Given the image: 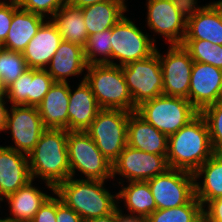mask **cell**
Returning a JSON list of instances; mask_svg holds the SVG:
<instances>
[{
    "mask_svg": "<svg viewBox=\"0 0 222 222\" xmlns=\"http://www.w3.org/2000/svg\"><path fill=\"white\" fill-rule=\"evenodd\" d=\"M67 136L66 129L46 128L43 131L36 146L28 154L32 179L55 188L71 177Z\"/></svg>",
    "mask_w": 222,
    "mask_h": 222,
    "instance_id": "6da1fadb",
    "label": "cell"
},
{
    "mask_svg": "<svg viewBox=\"0 0 222 222\" xmlns=\"http://www.w3.org/2000/svg\"><path fill=\"white\" fill-rule=\"evenodd\" d=\"M106 183L69 177L54 188V193L86 221L106 216L117 208V191L111 192Z\"/></svg>",
    "mask_w": 222,
    "mask_h": 222,
    "instance_id": "7a4b0ae2",
    "label": "cell"
},
{
    "mask_svg": "<svg viewBox=\"0 0 222 222\" xmlns=\"http://www.w3.org/2000/svg\"><path fill=\"white\" fill-rule=\"evenodd\" d=\"M214 153L207 122L200 113L168 137L166 156L169 168L194 173Z\"/></svg>",
    "mask_w": 222,
    "mask_h": 222,
    "instance_id": "3957f363",
    "label": "cell"
},
{
    "mask_svg": "<svg viewBox=\"0 0 222 222\" xmlns=\"http://www.w3.org/2000/svg\"><path fill=\"white\" fill-rule=\"evenodd\" d=\"M194 0H146L145 26L153 33L151 39L157 44L156 36L165 44L181 45L186 35L187 13Z\"/></svg>",
    "mask_w": 222,
    "mask_h": 222,
    "instance_id": "277c9868",
    "label": "cell"
},
{
    "mask_svg": "<svg viewBox=\"0 0 222 222\" xmlns=\"http://www.w3.org/2000/svg\"><path fill=\"white\" fill-rule=\"evenodd\" d=\"M85 81L101 109L134 112V103L121 66L108 63L87 65Z\"/></svg>",
    "mask_w": 222,
    "mask_h": 222,
    "instance_id": "5b68a950",
    "label": "cell"
},
{
    "mask_svg": "<svg viewBox=\"0 0 222 222\" xmlns=\"http://www.w3.org/2000/svg\"><path fill=\"white\" fill-rule=\"evenodd\" d=\"M67 150L71 177L111 182L112 163L86 131H68Z\"/></svg>",
    "mask_w": 222,
    "mask_h": 222,
    "instance_id": "8992f818",
    "label": "cell"
},
{
    "mask_svg": "<svg viewBox=\"0 0 222 222\" xmlns=\"http://www.w3.org/2000/svg\"><path fill=\"white\" fill-rule=\"evenodd\" d=\"M136 112L167 137L175 134L199 114L187 98L164 94L143 102Z\"/></svg>",
    "mask_w": 222,
    "mask_h": 222,
    "instance_id": "52a82bcc",
    "label": "cell"
},
{
    "mask_svg": "<svg viewBox=\"0 0 222 222\" xmlns=\"http://www.w3.org/2000/svg\"><path fill=\"white\" fill-rule=\"evenodd\" d=\"M134 21V22H133ZM138 27L134 18L125 14L111 28L112 64L123 66L133 61L150 57L156 52L157 44L152 35ZM150 34V35H149Z\"/></svg>",
    "mask_w": 222,
    "mask_h": 222,
    "instance_id": "ba28073f",
    "label": "cell"
},
{
    "mask_svg": "<svg viewBox=\"0 0 222 222\" xmlns=\"http://www.w3.org/2000/svg\"><path fill=\"white\" fill-rule=\"evenodd\" d=\"M129 111L101 109L86 132L101 153L113 163L127 146Z\"/></svg>",
    "mask_w": 222,
    "mask_h": 222,
    "instance_id": "9c48e42d",
    "label": "cell"
},
{
    "mask_svg": "<svg viewBox=\"0 0 222 222\" xmlns=\"http://www.w3.org/2000/svg\"><path fill=\"white\" fill-rule=\"evenodd\" d=\"M156 52L150 57L121 66L134 103V111L143 102L163 94V74Z\"/></svg>",
    "mask_w": 222,
    "mask_h": 222,
    "instance_id": "30bf717a",
    "label": "cell"
},
{
    "mask_svg": "<svg viewBox=\"0 0 222 222\" xmlns=\"http://www.w3.org/2000/svg\"><path fill=\"white\" fill-rule=\"evenodd\" d=\"M167 169L166 155L147 153L127 145L112 163V181H116L112 182V186L117 188L116 184L119 183L147 181Z\"/></svg>",
    "mask_w": 222,
    "mask_h": 222,
    "instance_id": "8fae6325",
    "label": "cell"
},
{
    "mask_svg": "<svg viewBox=\"0 0 222 222\" xmlns=\"http://www.w3.org/2000/svg\"><path fill=\"white\" fill-rule=\"evenodd\" d=\"M147 182L157 209L182 206L195 196L194 175L189 171L169 168Z\"/></svg>",
    "mask_w": 222,
    "mask_h": 222,
    "instance_id": "7c38bea8",
    "label": "cell"
},
{
    "mask_svg": "<svg viewBox=\"0 0 222 222\" xmlns=\"http://www.w3.org/2000/svg\"><path fill=\"white\" fill-rule=\"evenodd\" d=\"M45 129L37 107L10 105L4 132L13 143L5 146L28 155Z\"/></svg>",
    "mask_w": 222,
    "mask_h": 222,
    "instance_id": "4fadbf2b",
    "label": "cell"
},
{
    "mask_svg": "<svg viewBox=\"0 0 222 222\" xmlns=\"http://www.w3.org/2000/svg\"><path fill=\"white\" fill-rule=\"evenodd\" d=\"M166 48L163 52L158 50L163 74V94L188 99L194 61L182 45H169Z\"/></svg>",
    "mask_w": 222,
    "mask_h": 222,
    "instance_id": "5bb4252c",
    "label": "cell"
},
{
    "mask_svg": "<svg viewBox=\"0 0 222 222\" xmlns=\"http://www.w3.org/2000/svg\"><path fill=\"white\" fill-rule=\"evenodd\" d=\"M188 100L201 113L222 100V69L210 64L193 62Z\"/></svg>",
    "mask_w": 222,
    "mask_h": 222,
    "instance_id": "9a60e30c",
    "label": "cell"
},
{
    "mask_svg": "<svg viewBox=\"0 0 222 222\" xmlns=\"http://www.w3.org/2000/svg\"><path fill=\"white\" fill-rule=\"evenodd\" d=\"M36 183L34 179H31L15 193L1 201V203L6 202L4 206L8 209L4 210L9 211V214L4 213L6 214L4 217L2 215L6 222H30L43 203L54 193L52 185L45 183L46 188L43 186L42 188L46 190H43ZM47 189L51 192H47Z\"/></svg>",
    "mask_w": 222,
    "mask_h": 222,
    "instance_id": "2e32d148",
    "label": "cell"
},
{
    "mask_svg": "<svg viewBox=\"0 0 222 222\" xmlns=\"http://www.w3.org/2000/svg\"><path fill=\"white\" fill-rule=\"evenodd\" d=\"M31 179L28 155L0 145V212L1 201Z\"/></svg>",
    "mask_w": 222,
    "mask_h": 222,
    "instance_id": "e0dca14e",
    "label": "cell"
},
{
    "mask_svg": "<svg viewBox=\"0 0 222 222\" xmlns=\"http://www.w3.org/2000/svg\"><path fill=\"white\" fill-rule=\"evenodd\" d=\"M80 79L75 88L70 84L68 131H86L101 110L85 77Z\"/></svg>",
    "mask_w": 222,
    "mask_h": 222,
    "instance_id": "ac0fdd59",
    "label": "cell"
},
{
    "mask_svg": "<svg viewBox=\"0 0 222 222\" xmlns=\"http://www.w3.org/2000/svg\"><path fill=\"white\" fill-rule=\"evenodd\" d=\"M194 0L187 13L186 35L184 40H206L222 45V22L217 12L207 3Z\"/></svg>",
    "mask_w": 222,
    "mask_h": 222,
    "instance_id": "d6986e66",
    "label": "cell"
},
{
    "mask_svg": "<svg viewBox=\"0 0 222 222\" xmlns=\"http://www.w3.org/2000/svg\"><path fill=\"white\" fill-rule=\"evenodd\" d=\"M62 41L57 26L47 19L22 52L28 68L45 69Z\"/></svg>",
    "mask_w": 222,
    "mask_h": 222,
    "instance_id": "ffe728a7",
    "label": "cell"
},
{
    "mask_svg": "<svg viewBox=\"0 0 222 222\" xmlns=\"http://www.w3.org/2000/svg\"><path fill=\"white\" fill-rule=\"evenodd\" d=\"M86 68L83 47L63 40L45 70L55 82L70 83L69 77H85Z\"/></svg>",
    "mask_w": 222,
    "mask_h": 222,
    "instance_id": "44dd1931",
    "label": "cell"
},
{
    "mask_svg": "<svg viewBox=\"0 0 222 222\" xmlns=\"http://www.w3.org/2000/svg\"><path fill=\"white\" fill-rule=\"evenodd\" d=\"M127 145L147 153L167 155L168 137L134 111L128 120Z\"/></svg>",
    "mask_w": 222,
    "mask_h": 222,
    "instance_id": "7402d4cb",
    "label": "cell"
},
{
    "mask_svg": "<svg viewBox=\"0 0 222 222\" xmlns=\"http://www.w3.org/2000/svg\"><path fill=\"white\" fill-rule=\"evenodd\" d=\"M46 20L41 15L19 8L17 1L13 0V18L1 48L22 53Z\"/></svg>",
    "mask_w": 222,
    "mask_h": 222,
    "instance_id": "603a6c76",
    "label": "cell"
},
{
    "mask_svg": "<svg viewBox=\"0 0 222 222\" xmlns=\"http://www.w3.org/2000/svg\"><path fill=\"white\" fill-rule=\"evenodd\" d=\"M70 83L54 82L38 105V111L45 128L68 131Z\"/></svg>",
    "mask_w": 222,
    "mask_h": 222,
    "instance_id": "cb8c5ba5",
    "label": "cell"
},
{
    "mask_svg": "<svg viewBox=\"0 0 222 222\" xmlns=\"http://www.w3.org/2000/svg\"><path fill=\"white\" fill-rule=\"evenodd\" d=\"M117 186H121L117 189V208L120 211L124 212L126 209L127 214L147 218L157 209L147 181L124 182Z\"/></svg>",
    "mask_w": 222,
    "mask_h": 222,
    "instance_id": "d4e9b609",
    "label": "cell"
},
{
    "mask_svg": "<svg viewBox=\"0 0 222 222\" xmlns=\"http://www.w3.org/2000/svg\"><path fill=\"white\" fill-rule=\"evenodd\" d=\"M193 175L195 197L203 207L209 201L222 197V152H215Z\"/></svg>",
    "mask_w": 222,
    "mask_h": 222,
    "instance_id": "484cf974",
    "label": "cell"
},
{
    "mask_svg": "<svg viewBox=\"0 0 222 222\" xmlns=\"http://www.w3.org/2000/svg\"><path fill=\"white\" fill-rule=\"evenodd\" d=\"M127 6L128 0H107L81 8L88 36L111 29L129 13Z\"/></svg>",
    "mask_w": 222,
    "mask_h": 222,
    "instance_id": "4316f807",
    "label": "cell"
},
{
    "mask_svg": "<svg viewBox=\"0 0 222 222\" xmlns=\"http://www.w3.org/2000/svg\"><path fill=\"white\" fill-rule=\"evenodd\" d=\"M64 41L84 48L88 33L81 8L65 3L51 18Z\"/></svg>",
    "mask_w": 222,
    "mask_h": 222,
    "instance_id": "83f0119b",
    "label": "cell"
},
{
    "mask_svg": "<svg viewBox=\"0 0 222 222\" xmlns=\"http://www.w3.org/2000/svg\"><path fill=\"white\" fill-rule=\"evenodd\" d=\"M203 218V205L194 196L182 206L156 209L147 217V222H200Z\"/></svg>",
    "mask_w": 222,
    "mask_h": 222,
    "instance_id": "f1b7e54d",
    "label": "cell"
},
{
    "mask_svg": "<svg viewBox=\"0 0 222 222\" xmlns=\"http://www.w3.org/2000/svg\"><path fill=\"white\" fill-rule=\"evenodd\" d=\"M111 37V29L88 36L83 48L87 65L112 64Z\"/></svg>",
    "mask_w": 222,
    "mask_h": 222,
    "instance_id": "f546056e",
    "label": "cell"
},
{
    "mask_svg": "<svg viewBox=\"0 0 222 222\" xmlns=\"http://www.w3.org/2000/svg\"><path fill=\"white\" fill-rule=\"evenodd\" d=\"M181 45L193 61L222 69V45L212 44L206 40H184Z\"/></svg>",
    "mask_w": 222,
    "mask_h": 222,
    "instance_id": "4dcf8cb0",
    "label": "cell"
},
{
    "mask_svg": "<svg viewBox=\"0 0 222 222\" xmlns=\"http://www.w3.org/2000/svg\"><path fill=\"white\" fill-rule=\"evenodd\" d=\"M28 69L22 53L0 47V79L6 88Z\"/></svg>",
    "mask_w": 222,
    "mask_h": 222,
    "instance_id": "1f68e13d",
    "label": "cell"
},
{
    "mask_svg": "<svg viewBox=\"0 0 222 222\" xmlns=\"http://www.w3.org/2000/svg\"><path fill=\"white\" fill-rule=\"evenodd\" d=\"M54 82L45 69L29 68V106L38 107Z\"/></svg>",
    "mask_w": 222,
    "mask_h": 222,
    "instance_id": "d6a6232c",
    "label": "cell"
},
{
    "mask_svg": "<svg viewBox=\"0 0 222 222\" xmlns=\"http://www.w3.org/2000/svg\"><path fill=\"white\" fill-rule=\"evenodd\" d=\"M206 120L210 141L215 152H222V100L200 113Z\"/></svg>",
    "mask_w": 222,
    "mask_h": 222,
    "instance_id": "836d02e7",
    "label": "cell"
},
{
    "mask_svg": "<svg viewBox=\"0 0 222 222\" xmlns=\"http://www.w3.org/2000/svg\"><path fill=\"white\" fill-rule=\"evenodd\" d=\"M18 7L51 19L67 0H16Z\"/></svg>",
    "mask_w": 222,
    "mask_h": 222,
    "instance_id": "e575fe53",
    "label": "cell"
},
{
    "mask_svg": "<svg viewBox=\"0 0 222 222\" xmlns=\"http://www.w3.org/2000/svg\"><path fill=\"white\" fill-rule=\"evenodd\" d=\"M6 99L10 105L29 106V69L6 88Z\"/></svg>",
    "mask_w": 222,
    "mask_h": 222,
    "instance_id": "d590c367",
    "label": "cell"
},
{
    "mask_svg": "<svg viewBox=\"0 0 222 222\" xmlns=\"http://www.w3.org/2000/svg\"><path fill=\"white\" fill-rule=\"evenodd\" d=\"M57 195L53 193L36 212L30 222H56Z\"/></svg>",
    "mask_w": 222,
    "mask_h": 222,
    "instance_id": "8d00e7d4",
    "label": "cell"
},
{
    "mask_svg": "<svg viewBox=\"0 0 222 222\" xmlns=\"http://www.w3.org/2000/svg\"><path fill=\"white\" fill-rule=\"evenodd\" d=\"M13 18V0L0 1V47L5 42Z\"/></svg>",
    "mask_w": 222,
    "mask_h": 222,
    "instance_id": "74e56055",
    "label": "cell"
},
{
    "mask_svg": "<svg viewBox=\"0 0 222 222\" xmlns=\"http://www.w3.org/2000/svg\"><path fill=\"white\" fill-rule=\"evenodd\" d=\"M203 216L208 222H222V197L209 201L203 207Z\"/></svg>",
    "mask_w": 222,
    "mask_h": 222,
    "instance_id": "f35d334b",
    "label": "cell"
},
{
    "mask_svg": "<svg viewBox=\"0 0 222 222\" xmlns=\"http://www.w3.org/2000/svg\"><path fill=\"white\" fill-rule=\"evenodd\" d=\"M56 222H85L72 208L66 206L57 196Z\"/></svg>",
    "mask_w": 222,
    "mask_h": 222,
    "instance_id": "ab89813d",
    "label": "cell"
},
{
    "mask_svg": "<svg viewBox=\"0 0 222 222\" xmlns=\"http://www.w3.org/2000/svg\"><path fill=\"white\" fill-rule=\"evenodd\" d=\"M10 104L7 99H0V134L5 131Z\"/></svg>",
    "mask_w": 222,
    "mask_h": 222,
    "instance_id": "60d3db41",
    "label": "cell"
},
{
    "mask_svg": "<svg viewBox=\"0 0 222 222\" xmlns=\"http://www.w3.org/2000/svg\"><path fill=\"white\" fill-rule=\"evenodd\" d=\"M118 222H147V218L126 214L118 209Z\"/></svg>",
    "mask_w": 222,
    "mask_h": 222,
    "instance_id": "b9f144b4",
    "label": "cell"
},
{
    "mask_svg": "<svg viewBox=\"0 0 222 222\" xmlns=\"http://www.w3.org/2000/svg\"><path fill=\"white\" fill-rule=\"evenodd\" d=\"M85 222H118V208L106 216L91 218Z\"/></svg>",
    "mask_w": 222,
    "mask_h": 222,
    "instance_id": "7bdbcfd3",
    "label": "cell"
},
{
    "mask_svg": "<svg viewBox=\"0 0 222 222\" xmlns=\"http://www.w3.org/2000/svg\"><path fill=\"white\" fill-rule=\"evenodd\" d=\"M107 0H67L66 3H68L71 6L84 8L96 3L104 2Z\"/></svg>",
    "mask_w": 222,
    "mask_h": 222,
    "instance_id": "ee69618b",
    "label": "cell"
},
{
    "mask_svg": "<svg viewBox=\"0 0 222 222\" xmlns=\"http://www.w3.org/2000/svg\"><path fill=\"white\" fill-rule=\"evenodd\" d=\"M208 4L217 12L218 17L222 22V0H210Z\"/></svg>",
    "mask_w": 222,
    "mask_h": 222,
    "instance_id": "f6af8a7d",
    "label": "cell"
},
{
    "mask_svg": "<svg viewBox=\"0 0 222 222\" xmlns=\"http://www.w3.org/2000/svg\"><path fill=\"white\" fill-rule=\"evenodd\" d=\"M0 99H6V87L0 79Z\"/></svg>",
    "mask_w": 222,
    "mask_h": 222,
    "instance_id": "bcb514c9",
    "label": "cell"
},
{
    "mask_svg": "<svg viewBox=\"0 0 222 222\" xmlns=\"http://www.w3.org/2000/svg\"><path fill=\"white\" fill-rule=\"evenodd\" d=\"M0 222H6V221L0 216Z\"/></svg>",
    "mask_w": 222,
    "mask_h": 222,
    "instance_id": "7dc6e473",
    "label": "cell"
},
{
    "mask_svg": "<svg viewBox=\"0 0 222 222\" xmlns=\"http://www.w3.org/2000/svg\"><path fill=\"white\" fill-rule=\"evenodd\" d=\"M200 222H208V221H207L206 219L203 218Z\"/></svg>",
    "mask_w": 222,
    "mask_h": 222,
    "instance_id": "c3c4849f",
    "label": "cell"
}]
</instances>
